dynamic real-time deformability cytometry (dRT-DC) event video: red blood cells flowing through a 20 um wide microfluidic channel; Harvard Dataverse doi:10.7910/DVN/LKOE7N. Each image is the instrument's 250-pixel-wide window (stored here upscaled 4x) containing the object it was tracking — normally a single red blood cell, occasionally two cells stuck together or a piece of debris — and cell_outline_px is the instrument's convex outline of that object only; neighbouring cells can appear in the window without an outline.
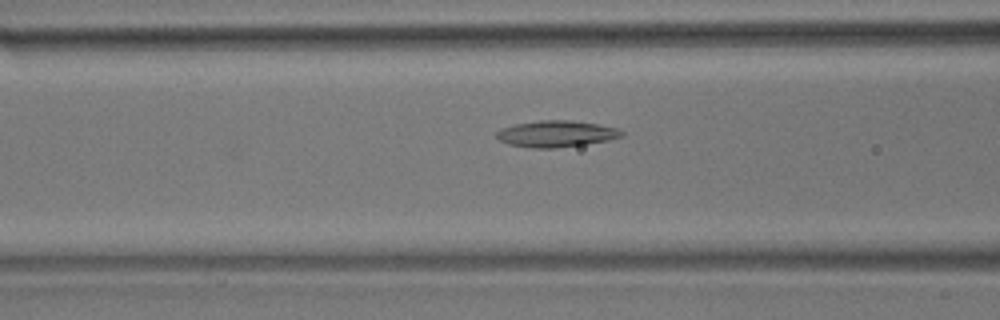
{"species": "common noctule bat (a hibernating species)", "species_latin": "Nyctalus noctula", "temperature_condition": "room temperature", "stored_images_in_passage": 43, "camera_frame_rate_fps": 3000, "um_per_image_px": 0.085, "animal": {"sex": "male", "body_mass_g": 17.9}, "frame": {"image": 1, "passage_image": 10, "time_ms": 3.0, "image_size_px": [1000, 320], "cell_outline_px": [[624, 136], [608, 140], [584, 144], [556, 148], [532, 148], [508, 144], [500, 140], [496, 136], [496, 132], [500, 128], [516, 124], [540, 120], [572, 120], [596, 124], [616, 128], [624, 132]], "centroid_in_image_um": [47.27, 11.37], "position_along_channel_um": 119.3, "area_um2": 19.19}}
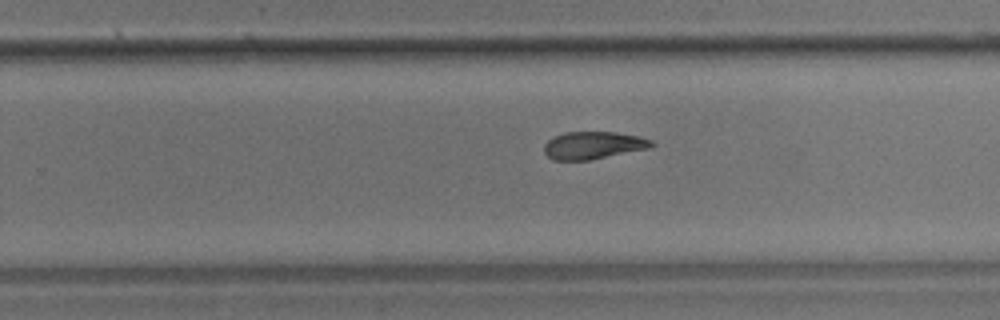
{"frame": {"image": 2, "passage_image": 23, "time_ms": 7.333, "image_size_px": [1000, 320], "cell_outline_px": [[656, 144], [648, 148], [588, 160], [552, 160], [544, 152], [544, 144], [552, 136], [564, 132], [616, 132], [640, 136], [652, 140]], "centroid_in_image_um": [50.4, 12.34], "position_along_channel_um": 279.4, "area_um2": 17.22}}
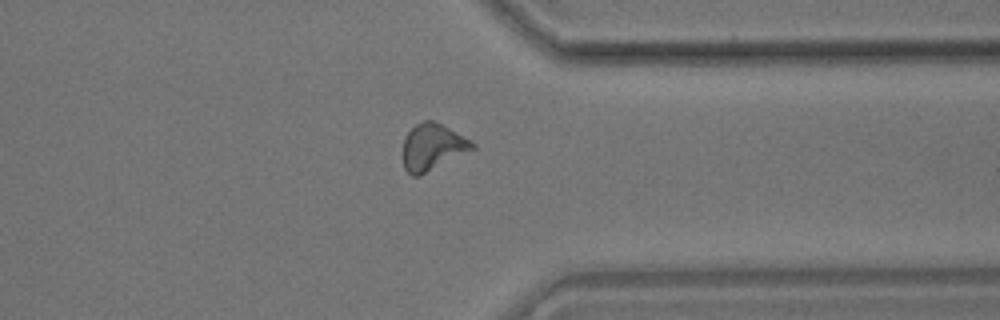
{"frame": {"image": 3, "passage_image": 31, "time_ms": 10.0, "image_size_px": [1000, 320], "cell_outline_px": [[476, 148], [420, 176], [412, 176], [404, 168], [404, 136], [416, 124], [424, 120], [432, 120], [448, 128], [476, 144]], "centroid_in_image_um": [36.75, 12.51], "position_along_channel_um": 374.6, "area_um2": 18.55}, "authors_computed_cell_mechanics": {"area_um2": 18.5538, "velocity_mm_per_s": 3.6992, "shape_relaxation_time_tau1_ms": 8.1574, "shape_relaxation_time_tau2_ms": 3.2303, "deformation_change_tau1": 0.1817, "deformation_change_tau2": 0.1037}}